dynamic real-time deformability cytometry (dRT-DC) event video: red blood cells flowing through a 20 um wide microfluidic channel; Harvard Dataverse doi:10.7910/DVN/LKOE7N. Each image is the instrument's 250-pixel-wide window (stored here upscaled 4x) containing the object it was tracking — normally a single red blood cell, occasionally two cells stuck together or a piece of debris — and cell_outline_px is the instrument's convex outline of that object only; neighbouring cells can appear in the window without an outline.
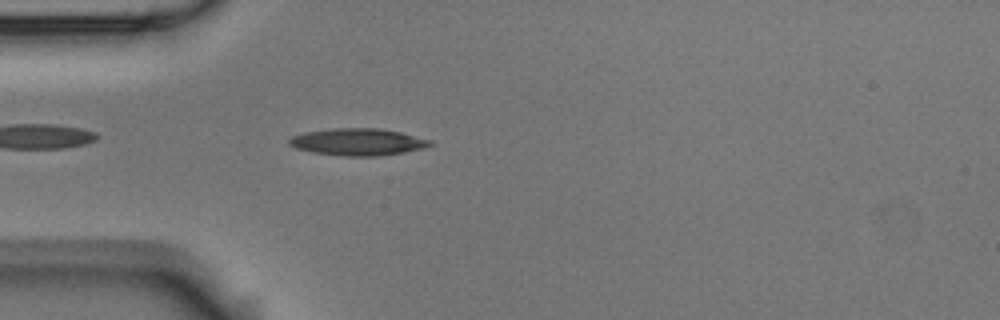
{"species": "Egyptian fruit bat (a non-hibernating species)", "species_latin": "Rousettus aegyptiacus", "temperature_condition": "room temperature", "stored_images_in_passage": 5, "camera_frame_rate_fps": 3000, "um_per_image_px": 0.085, "animal": {"sex": "male"}, "frame": {"image": 1, "passage_image": 5, "time_ms": 1.333, "image_size_px": [1000, 320], "cell_outline_px": [[432, 144], [424, 148], [404, 152], [380, 156], [340, 156], [312, 152], [296, 148], [288, 144], [288, 140], [292, 136], [304, 132], [332, 128], [380, 128], [400, 132], [432, 140]], "centroid_in_image_um": [30.4, 12.06], "position_along_channel_um": 54.6, "area_um2": 22.31}}